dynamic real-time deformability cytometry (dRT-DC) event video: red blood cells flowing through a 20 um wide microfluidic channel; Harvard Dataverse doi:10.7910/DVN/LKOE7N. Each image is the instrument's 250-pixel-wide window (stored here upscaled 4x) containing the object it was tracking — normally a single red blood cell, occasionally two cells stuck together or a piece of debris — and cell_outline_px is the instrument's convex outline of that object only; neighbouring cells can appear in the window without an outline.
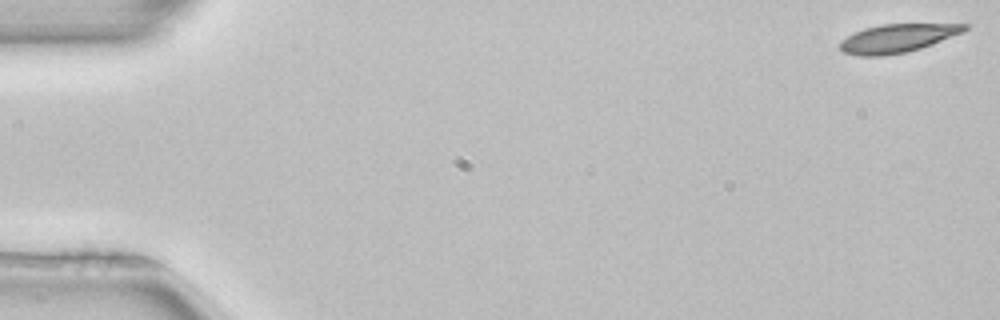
{"species": "common noctule bat (a hibernating species)", "species_latin": "Nyctalus noctula", "temperature_condition": "room temperature", "stored_images_in_passage": 51, "camera_frame_rate_fps": 3000, "um_per_image_px": 0.085, "animal": {"sex": "female", "body_mass_g": 22.7, "forearm_length_mm": 54.2}, "frame": {"image": 1, "passage_image": 1, "time_ms": 0.0, "image_size_px": [1000, 320], "cell_outline_px": [[968, 28], [964, 32], [932, 44], [920, 48], [904, 52], [880, 56], [860, 56], [844, 52], [840, 48], [840, 40], [864, 28], [880, 24], [968, 24]], "centroid_in_image_um": [76.28, 3.24], "position_along_channel_um": 8.7, "area_um2": 20.4}}
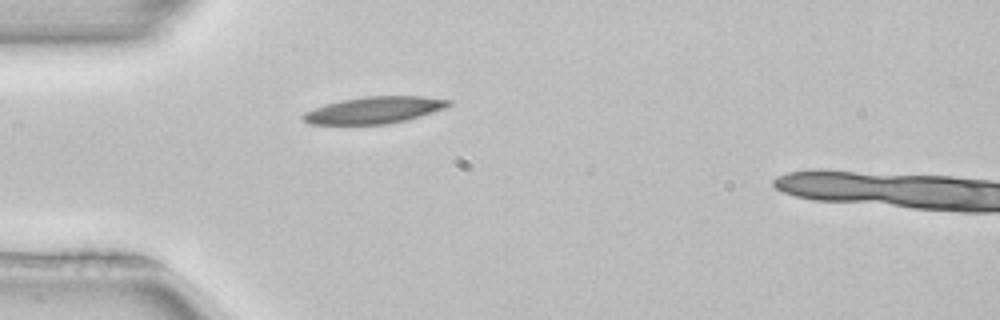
{"frame": {"image": 2, "passage_image": 15, "time_ms": 4.667, "image_size_px": [1000, 320], "cell_outline_px": [[452, 104], [444, 108], [408, 120], [388, 124], [308, 124], [300, 116], [304, 112], [340, 100], [364, 96], [420, 96], [452, 100]], "centroid_in_image_um": [31.82, 9.36], "position_along_channel_um": 53.2, "area_um2": 22.66}}
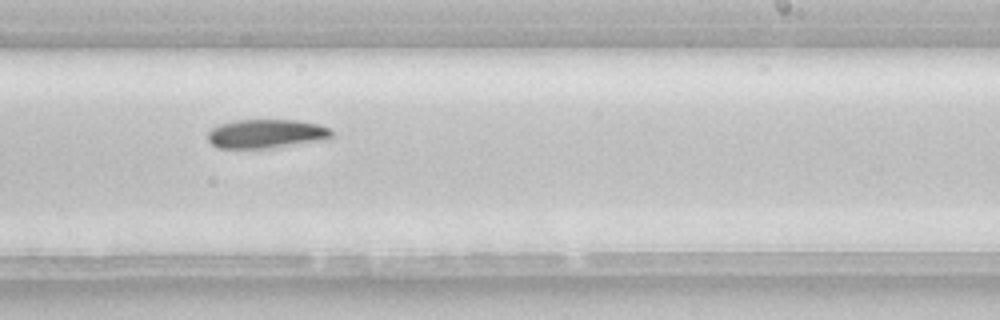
{"frame": {"image": 3, "passage_image": 32, "time_ms": 10.333, "image_size_px": [1000, 320], "cell_outline_px": [[332, 136], [328, 140], [268, 148], [216, 148], [208, 140], [208, 132], [212, 128], [220, 124], [236, 120], [296, 120], [320, 124], [328, 128], [332, 132]], "centroid_in_image_um": [22.65, 11.37], "position_along_channel_um": 266.3, "area_um2": 20.98}, "authors_computed_cell_mechanics": {"area_um2": 21.3282, "velocity_mm_per_s": 3.9299, "shape_relaxation_time_tau1_ms": 3.7334, "shape_relaxation_time_tau2_ms": null, "deformation_change_tau1": 0.1113, "deformation_change_tau2": null}}